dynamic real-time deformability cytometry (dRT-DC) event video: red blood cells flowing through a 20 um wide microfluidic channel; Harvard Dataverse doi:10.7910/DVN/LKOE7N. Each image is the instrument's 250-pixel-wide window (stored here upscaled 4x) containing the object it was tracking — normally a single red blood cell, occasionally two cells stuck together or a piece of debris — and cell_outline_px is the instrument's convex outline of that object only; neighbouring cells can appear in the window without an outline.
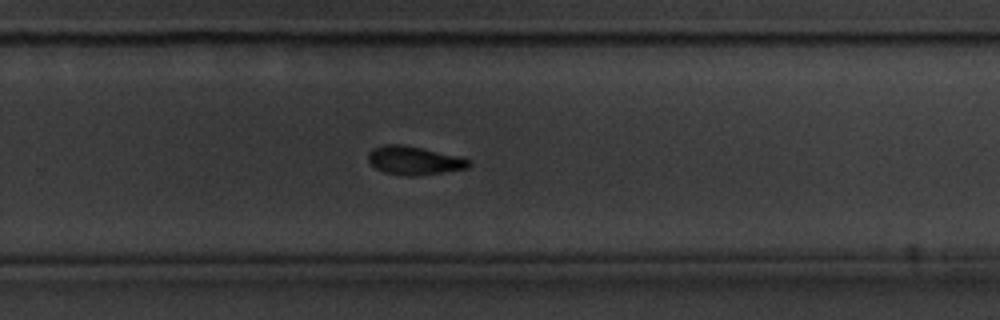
{"species": "common noctule bat (a hibernating species)", "species_latin": "Nyctalus noctula", "temperature_condition": "cold", "stored_images_in_passage": 38, "camera_frame_rate_fps": 3000, "um_per_image_px": 0.085, "animal": {"sex": "male", "body_mass_g": 20.1, "forearm_length_mm": 53.5}, "frame": {"image": 1, "passage_image": 22, "time_ms": 7.0, "image_size_px": [1000, 320], "cell_outline_px": [[472, 164], [468, 168], [416, 176], [408, 176], [384, 172], [376, 168], [368, 160], [368, 152], [372, 148], [384, 144], [400, 144], [420, 148], [456, 156], [468, 160]], "centroid_in_image_um": [35.15, 13.64], "position_along_channel_um": 294.6, "area_um2": 16.42}}
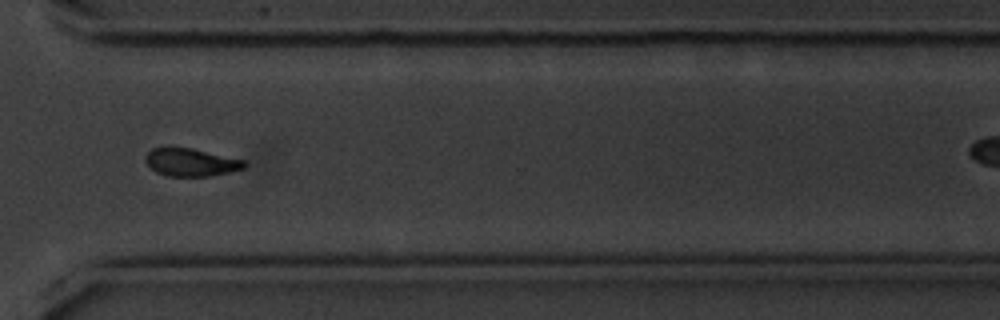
{"frame": {"image": 2, "passage_image": 27, "time_ms": 8.667, "image_size_px": [1000, 320], "cell_outline_px": [[248, 164], [244, 168], [228, 172], [208, 176], [168, 176], [156, 172], [144, 160], [144, 156], [152, 148], [192, 148], [244, 160]], "centroid_in_image_um": [16.23, 13.8], "position_along_channel_um": 354.4, "area_um2": 15.84}}